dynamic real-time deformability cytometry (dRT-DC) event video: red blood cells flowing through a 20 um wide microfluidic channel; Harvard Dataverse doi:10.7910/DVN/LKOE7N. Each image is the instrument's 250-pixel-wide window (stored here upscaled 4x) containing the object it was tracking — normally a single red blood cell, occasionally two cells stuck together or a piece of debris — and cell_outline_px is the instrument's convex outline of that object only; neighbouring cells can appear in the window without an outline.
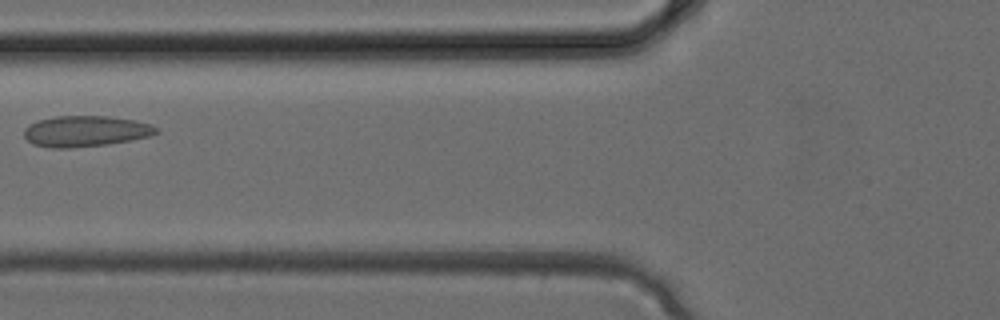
{"species": "common noctule bat (a hibernating species)", "species_latin": "Nyctalus noctula", "temperature_condition": "cold", "stored_images_in_passage": 3, "camera_frame_rate_fps": 3000, "um_per_image_px": 0.085, "animal": {"sex": "female", "body_mass_g": 24.6, "forearm_length_mm": 56.2}, "frame": {"image": 1, "passage_image": 3, "time_ms": 0.667, "image_size_px": [1000, 320], "cell_outline_px": [[160, 132], [148, 136], [128, 140], [104, 144], [72, 148], [52, 148], [32, 144], [24, 136], [24, 128], [28, 124], [40, 120], [56, 116], [108, 116], [132, 120], [152, 124]], "centroid_in_image_um": [7.23, 11.15], "position_along_channel_um": 118.6, "area_um2": 23.58}}